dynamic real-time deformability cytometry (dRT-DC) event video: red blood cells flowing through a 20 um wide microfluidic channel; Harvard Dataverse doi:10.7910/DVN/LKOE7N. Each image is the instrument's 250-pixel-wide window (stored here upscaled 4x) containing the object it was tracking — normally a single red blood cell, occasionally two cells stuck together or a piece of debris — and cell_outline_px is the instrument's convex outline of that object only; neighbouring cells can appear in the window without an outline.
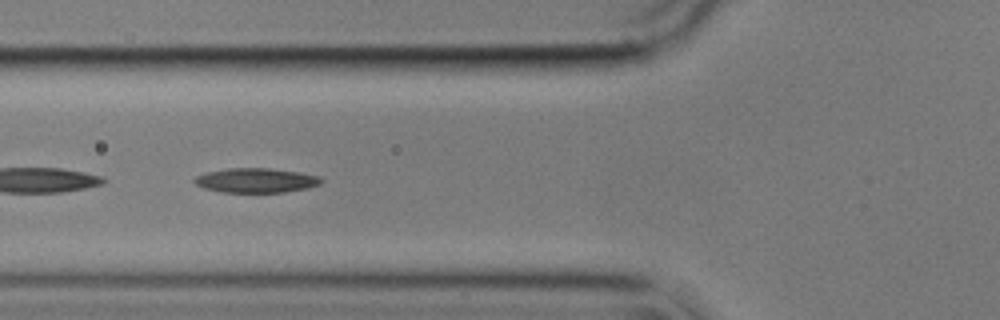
{"species": "common noctule bat (a hibernating species)", "species_latin": "Nyctalus noctula", "temperature_condition": "cold", "stored_images_in_passage": 48, "camera_frame_rate_fps": 3000, "um_per_image_px": 0.085, "animal": {"sex": "male", "body_mass_g": 17.9}, "frame": {"image": 1, "passage_image": 14, "time_ms": 4.333, "image_size_px": [1000, 320], "cell_outline_px": [[324, 180], [320, 184], [308, 188], [284, 192], [220, 192], [204, 188], [196, 184], [192, 180], [196, 176], [208, 172], [228, 168], [268, 168], [300, 172], [320, 176]], "centroid_in_image_um": [21.78, 15.33], "position_along_channel_um": 104.0, "area_um2": 18.15}}
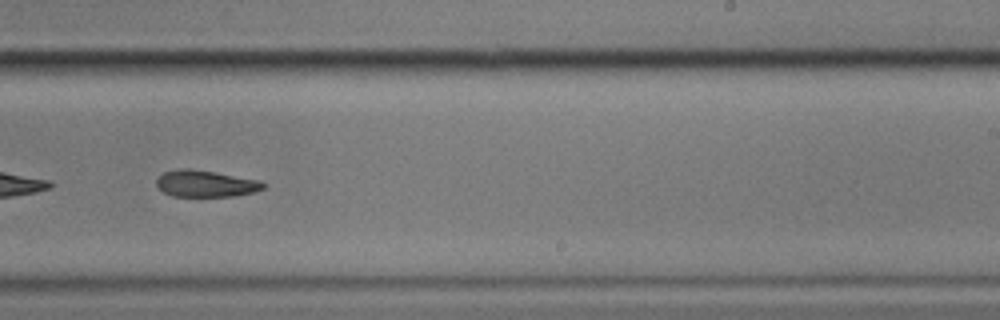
{"frame": {"image": 2, "passage_image": 28, "time_ms": 9.0, "image_size_px": [1000, 320], "cell_outline_px": [[268, 184], [264, 188], [256, 192], [236, 196], [172, 196], [164, 192], [156, 184], [156, 180], [164, 172], [180, 168], [188, 168], [216, 172], [260, 180]], "centroid_in_image_um": [17.54, 15.61], "position_along_channel_um": 271.5, "area_um2": 16.7}, "authors_computed_cell_mechanics": {"area_um2": 18.2648, "velocity_mm_per_s": 3.5849, "shape_relaxation_time_tau1_ms": 3.2694, "shape_relaxation_time_tau2_ms": null, "deformation_change_tau1": 0.0984, "deformation_change_tau2": null}}